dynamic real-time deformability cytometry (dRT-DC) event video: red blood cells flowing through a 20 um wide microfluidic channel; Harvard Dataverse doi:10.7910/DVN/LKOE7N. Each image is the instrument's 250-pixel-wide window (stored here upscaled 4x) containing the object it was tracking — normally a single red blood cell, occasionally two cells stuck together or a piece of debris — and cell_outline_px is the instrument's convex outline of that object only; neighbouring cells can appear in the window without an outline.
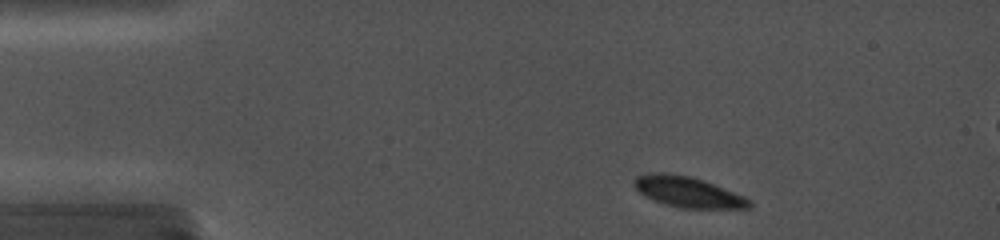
{"species": "common noctule bat (a hibernating species)", "species_latin": "Nyctalus noctula", "temperature_condition": "cold", "stored_images_in_passage": 23, "camera_frame_rate_fps": 5000, "um_per_image_px": 0.085, "animal": {"sex": "female", "body_mass_g": 19.0, "forearm_length_mm": 56.7}, "frame": {"image": 1, "passage_image": 2, "time_ms": 0.6, "image_size_px": [1000, 240], "cell_outline_px": [[752, 208], [680, 208], [664, 204], [644, 196], [632, 184], [632, 180], [636, 176], [648, 172], [664, 172], [692, 176], [704, 180], [744, 196], [752, 200]], "centroid_in_image_um": [58.45, 16.3], "position_along_channel_um": 26.6, "area_um2": 20.87}}
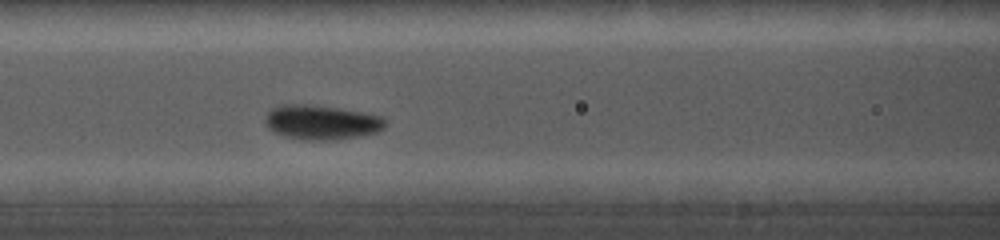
{"frame": {"image": 2, "passage_image": 10, "time_ms": 5.4, "image_size_px": [1000, 240], "cell_outline_px": [[388, 124], [384, 128], [376, 132], [360, 136], [336, 140], [300, 140], [284, 136], [272, 132], [268, 128], [264, 120], [268, 112], [272, 108], [280, 104], [316, 104], [364, 112], [384, 116], [388, 120]], "centroid_in_image_um": [27.35, 10.39], "position_along_channel_um": 139.2, "area_um2": 24.85}}
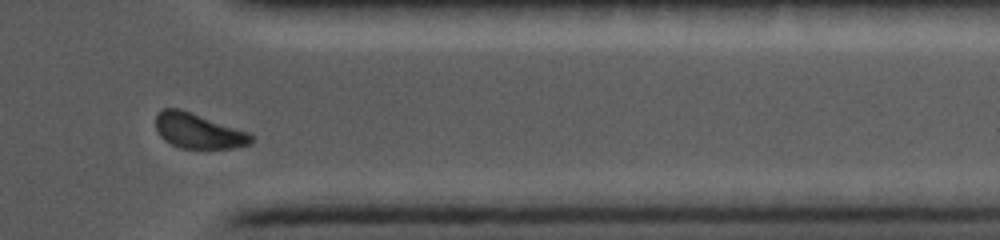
{"frame": {"image": 3, "passage_image": 21, "time_ms": 12.2, "image_size_px": [1000, 240], "cell_outline_px": [[256, 140], [252, 144], [236, 148], [180, 148], [164, 140], [160, 136], [156, 128], [156, 116], [160, 108], [180, 108], [252, 132]], "centroid_in_image_um": [16.93, 11.12], "position_along_channel_um": 394.5, "area_um2": 20.11}}